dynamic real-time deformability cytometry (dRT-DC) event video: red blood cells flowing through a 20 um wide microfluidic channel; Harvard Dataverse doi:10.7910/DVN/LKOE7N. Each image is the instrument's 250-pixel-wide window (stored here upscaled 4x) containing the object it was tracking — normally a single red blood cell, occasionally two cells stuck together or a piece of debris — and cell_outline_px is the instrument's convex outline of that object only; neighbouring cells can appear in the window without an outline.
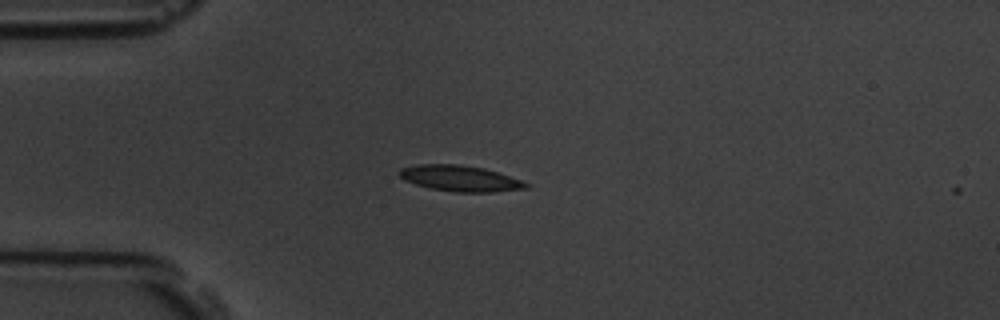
{"species": "common noctule bat (a hibernating species)", "species_latin": "Nyctalus noctula", "temperature_condition": "room temperature", "stored_images_in_passage": 2, "camera_frame_rate_fps": 3000, "um_per_image_px": 0.085, "animal": {"sex": "male", "body_mass_g": 19.5, "forearm_length_mm": 54.6}, "frame": {"image": 1, "passage_image": 1, "time_ms": 0.0, "image_size_px": [1000, 320], "cell_outline_px": [[532, 184], [528, 188], [492, 192], [456, 192], [428, 188], [404, 180], [396, 172], [400, 168], [416, 164], [460, 164], [484, 168]], "centroid_in_image_um": [39.07, 15.16], "position_along_channel_um": 45.9, "area_um2": 19.19}}